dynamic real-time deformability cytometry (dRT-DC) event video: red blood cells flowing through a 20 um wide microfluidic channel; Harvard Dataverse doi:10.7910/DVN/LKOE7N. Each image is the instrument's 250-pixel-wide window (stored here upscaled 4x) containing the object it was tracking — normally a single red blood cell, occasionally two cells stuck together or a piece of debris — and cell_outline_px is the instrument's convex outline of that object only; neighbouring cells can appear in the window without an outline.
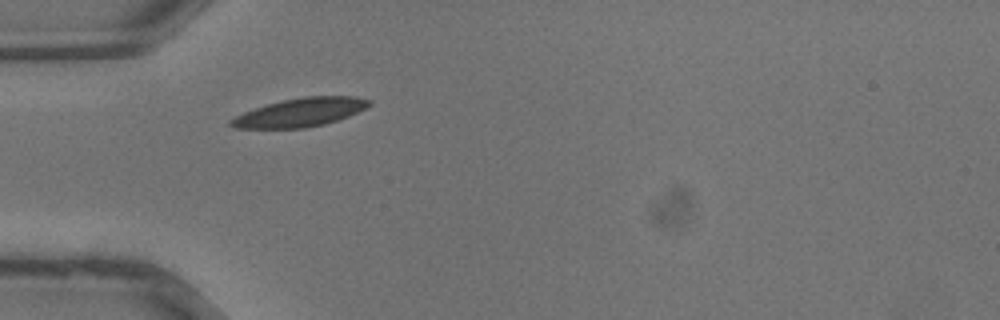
{"species": "common noctule bat (a hibernating species)", "species_latin": "Nyctalus noctula", "temperature_condition": "warm", "stored_images_in_passage": 25, "camera_frame_rate_fps": 3000, "um_per_image_px": 0.085, "animal": {"sex": "male", "body_mass_g": 13.3}, "frame": {"image": 1, "passage_image": 1, "time_ms": 0.0, "image_size_px": [1000, 320], "cell_outline_px": [[372, 104], [348, 116], [324, 124], [304, 128], [236, 128], [228, 124], [228, 120], [244, 112], [268, 104], [284, 100], [304, 96], [356, 96], [372, 100]], "centroid_in_image_um": [25.53, 9.55], "position_along_channel_um": 59.5, "area_um2": 22.77}}
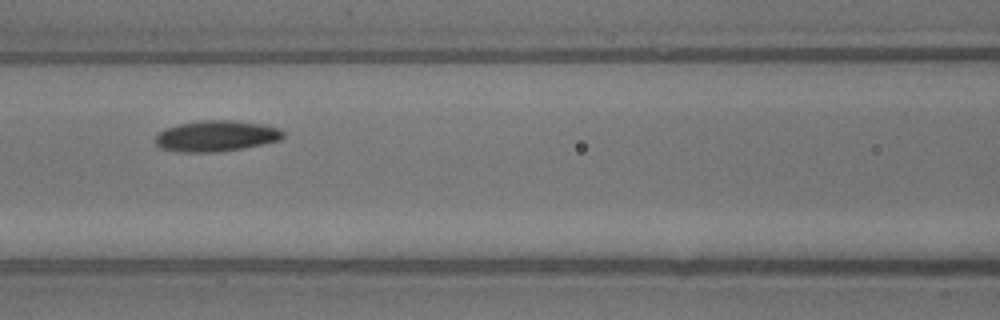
{"frame": {"image": 2, "passage_image": 6, "time_ms": 1.667, "image_size_px": [1000, 320], "cell_outline_px": [[284, 136], [280, 140], [220, 152], [176, 152], [160, 148], [152, 140], [156, 132], [164, 128], [180, 124], [200, 120], [228, 120], [260, 124], [280, 128], [284, 132]], "centroid_in_image_um": [18.28, 11.56], "position_along_channel_um": 148.3, "area_um2": 23.18}}
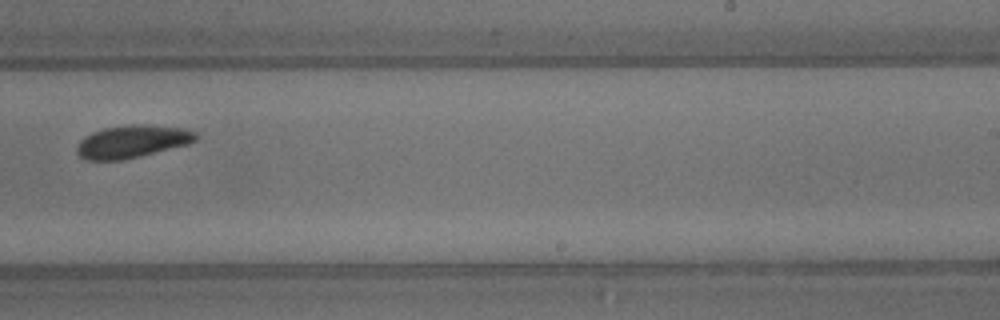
{"frame": {"image": 3, "passage_image": 13, "time_ms": 4.0, "image_size_px": [1000, 320], "cell_outline_px": [[196, 140], [188, 144], [140, 156], [120, 160], [84, 160], [76, 152], [76, 148], [80, 140], [84, 136], [92, 132], [104, 128], [132, 124], [140, 124], [184, 128], [196, 132]], "centroid_in_image_um": [11.2, 12.03], "position_along_channel_um": 277.8, "area_um2": 22.54}}